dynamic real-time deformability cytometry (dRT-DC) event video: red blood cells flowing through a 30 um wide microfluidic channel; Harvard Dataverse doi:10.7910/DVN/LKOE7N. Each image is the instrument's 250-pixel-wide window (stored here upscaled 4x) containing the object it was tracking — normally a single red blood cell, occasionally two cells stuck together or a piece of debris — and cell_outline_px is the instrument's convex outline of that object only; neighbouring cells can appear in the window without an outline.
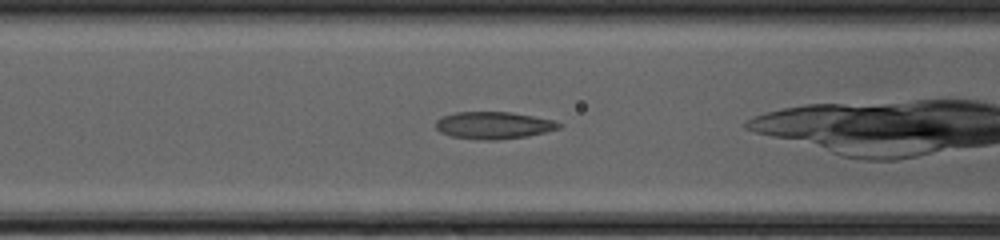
{"species": "common noctule bat (a hibernating species)", "species_latin": "Nyctalus noctula", "temperature_condition": "cold", "stored_images_in_passage": 41, "camera_frame_rate_fps": 3000, "um_per_image_px": 0.085, "animal": {"sex": "female", "body_mass_g": 20.0, "forearm_length_mm": 54.0}, "frame": {"image": 1, "passage_image": 13, "time_ms": 4.0, "image_size_px": [1000, 240], "cell_outline_px": [[564, 124], [560, 128], [528, 136], [496, 140], [484, 140], [452, 136], [440, 132], [436, 128], [436, 120], [440, 116], [456, 112], [512, 112], [556, 120]], "centroid_in_image_um": [41.98, 10.64], "position_along_channel_um": 124.6, "area_um2": 19.65}}
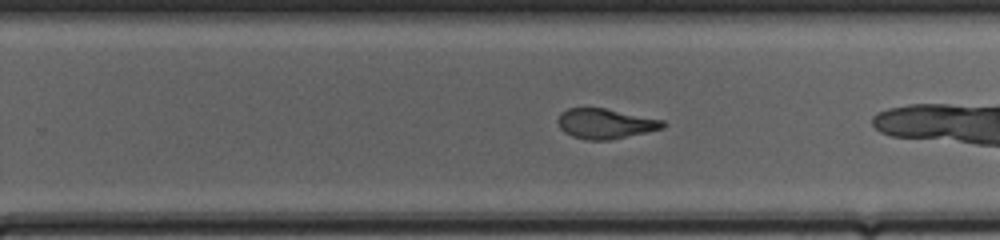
{"frame": {"image": 2, "passage_image": 24, "time_ms": 7.667, "image_size_px": [1000, 240], "cell_outline_px": [[668, 124], [664, 128], [608, 140], [584, 140], [572, 136], [564, 132], [560, 128], [556, 120], [560, 112], [568, 108], [604, 108], [664, 120]], "centroid_in_image_um": [51.43, 10.51], "position_along_channel_um": 278.4, "area_um2": 18.44}}
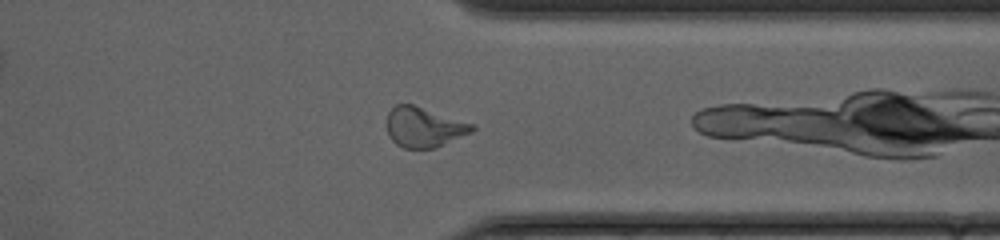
{"frame": {"image": 3, "passage_image": 31, "time_ms": 10.0, "image_size_px": [1000, 240], "cell_outline_px": [[476, 128], [472, 132], [436, 148], [404, 148], [396, 144], [388, 136], [388, 112], [396, 104], [412, 104], [476, 124]], "centroid_in_image_um": [36.07, 10.81], "position_along_channel_um": 375.3, "area_um2": 19.94}, "authors_computed_cell_mechanics": {"area_um2": 20.1144, "velocity_mm_per_s": 4.1933, "shape_relaxation_time_tau1_ms": 8.8678, "shape_relaxation_time_tau2_ms": 1.1871, "deformation_change_tau1": 0.2331, "deformation_change_tau2": 0.0767}}